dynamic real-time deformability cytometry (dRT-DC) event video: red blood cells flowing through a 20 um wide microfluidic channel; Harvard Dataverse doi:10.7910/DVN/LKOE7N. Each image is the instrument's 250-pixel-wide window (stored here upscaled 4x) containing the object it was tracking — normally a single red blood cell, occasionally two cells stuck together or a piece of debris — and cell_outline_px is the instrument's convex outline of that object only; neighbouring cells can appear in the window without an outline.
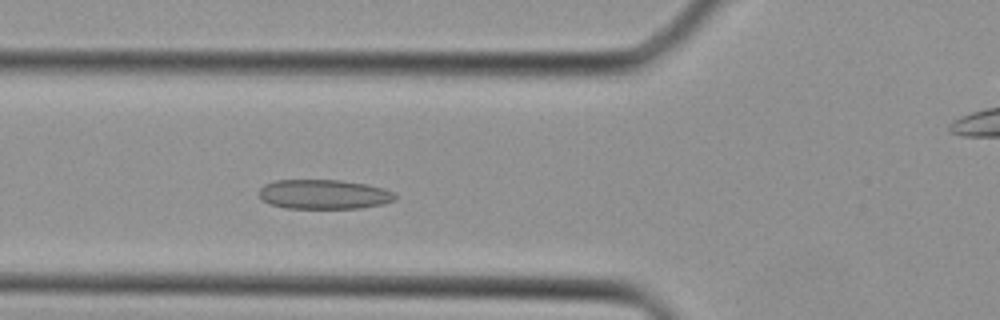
{"species": "Egyptian fruit bat (a non-hibernating species)", "species_latin": "Rousettus aegyptiacus", "temperature_condition": "cold", "stored_images_in_passage": 36, "camera_frame_rate_fps": 3000, "um_per_image_px": 0.085, "animal": {"sex": "female"}, "frame": {"image": 1, "passage_image": 10, "time_ms": 3.0, "image_size_px": [1000, 320], "cell_outline_px": [[396, 200], [384, 204], [360, 208], [284, 208], [268, 204], [260, 200], [260, 188], [264, 184], [276, 180], [340, 180], [368, 184], [384, 188], [396, 192]], "centroid_in_image_um": [27.55, 16.52], "position_along_channel_um": 98.3, "area_um2": 23.76}}
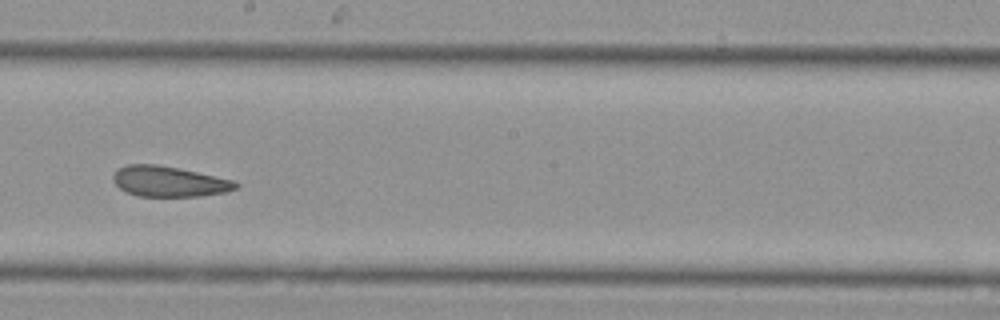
{"frame": {"image": 2, "passage_image": 18, "time_ms": 5.667, "image_size_px": [1000, 320], "cell_outline_px": [[240, 184], [236, 188], [228, 192], [200, 196], [140, 196], [128, 192], [120, 188], [112, 180], [112, 176], [120, 168], [128, 164], [156, 164], [180, 168], [236, 180]], "centroid_in_image_um": [14.43, 15.42], "position_along_channel_um": 233.8, "area_um2": 21.85}}
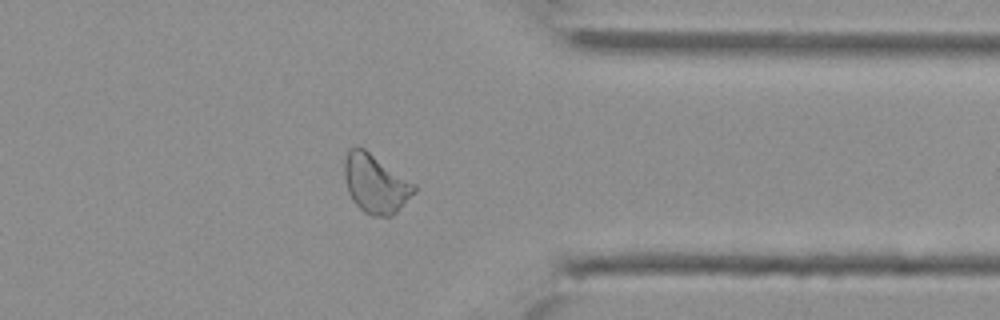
{"frame": {"image": 3, "passage_image": 27, "time_ms": 8.667, "image_size_px": [1000, 320], "cell_outline_px": [[416, 192], [392, 216], [372, 216], [364, 212], [352, 200], [348, 192], [344, 176], [344, 160], [348, 148], [364, 148], [416, 184]], "centroid_in_image_um": [31.92, 15.62], "position_along_channel_um": 379.5, "area_um2": 23.87}}